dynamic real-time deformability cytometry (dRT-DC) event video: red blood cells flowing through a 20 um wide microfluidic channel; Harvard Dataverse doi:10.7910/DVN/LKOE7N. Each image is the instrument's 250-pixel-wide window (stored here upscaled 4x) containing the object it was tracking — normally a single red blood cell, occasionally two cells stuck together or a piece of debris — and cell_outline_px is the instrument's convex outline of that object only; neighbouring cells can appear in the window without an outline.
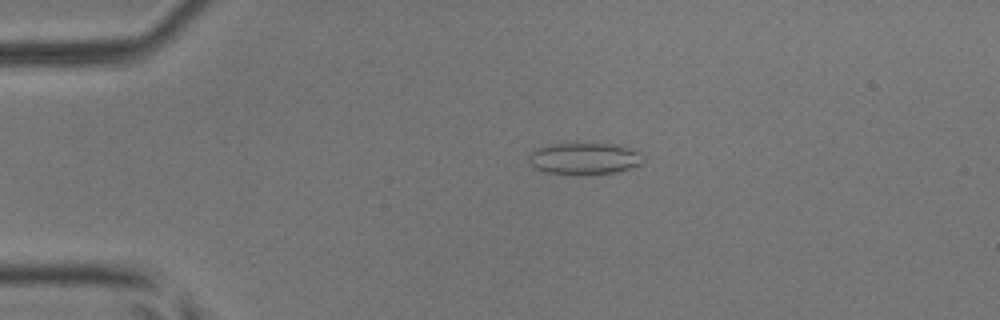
{"species": "common noctule bat (a hibernating species)", "species_latin": "Nyctalus noctula", "temperature_condition": "room temperature", "stored_images_in_passage": 50, "camera_frame_rate_fps": 3000, "um_per_image_px": 0.085, "animal": {"sex": "male", "body_mass_g": 17.9, "forearm_length_mm": 54.2}, "frame": {"image": 1, "passage_image": 11, "time_ms": 3.333, "image_size_px": [1000, 320], "cell_outline_px": [[644, 164], [616, 172], [576, 176], [548, 172], [536, 168], [528, 160], [528, 152], [544, 144], [576, 140], [592, 140], [616, 144], [640, 152], [644, 160]], "centroid_in_image_um": [49.64, 13.41], "position_along_channel_um": 35.4, "area_um2": 22.77}}
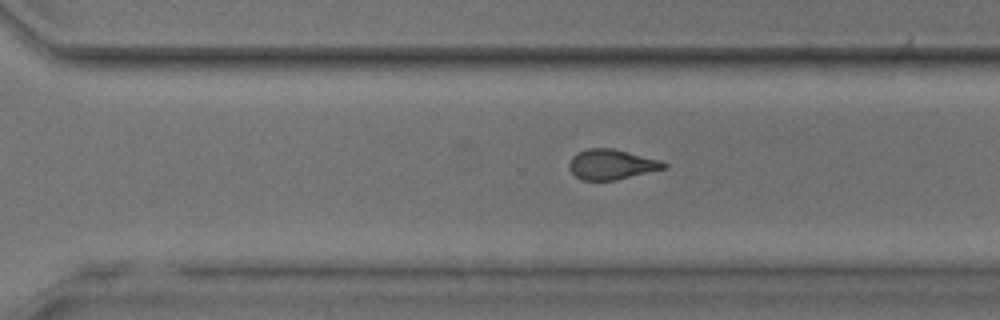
{"frame": {"image": 2, "passage_image": 35, "time_ms": 11.333, "image_size_px": [1000, 320], "cell_outline_px": [[668, 168], [616, 180], [580, 180], [568, 168], [568, 164], [572, 156], [576, 152], [588, 148], [612, 148], [660, 160], [668, 164]], "centroid_in_image_um": [51.97, 13.98], "position_along_channel_um": 318.6, "area_um2": 16.76}}
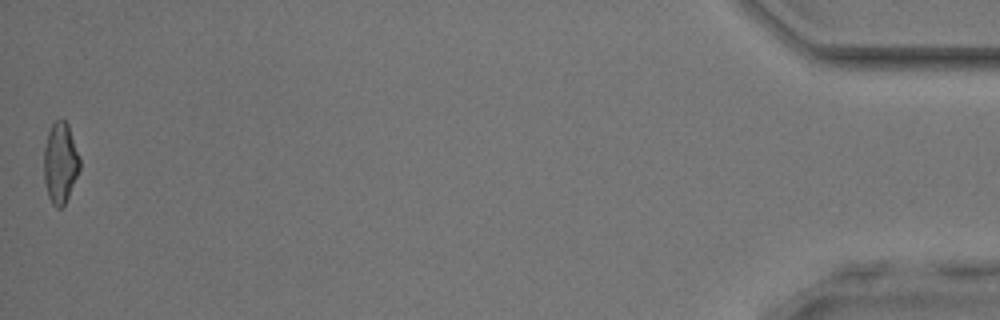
{"frame": {"image": 3, "passage_image": 50, "time_ms": 16.333, "image_size_px": [1000, 320], "cell_outline_px": [[80, 168], [68, 196], [64, 204], [60, 208], [56, 208], [52, 204], [48, 196], [44, 180], [44, 148], [48, 132], [52, 124], [60, 116], [68, 124], [80, 156]], "centroid_in_image_um": [5.12, 13.81], "position_along_channel_um": 430.1, "area_um2": 16.94}, "authors_computed_cell_mechanics": {"area_um2": 17.6579, "velocity_mm_per_s": 4.1071, "shape_relaxation_time_tau1_ms": 4.8244, "shape_relaxation_time_tau2_ms": 1.7227, "deformation_change_tau1": 0.1652, "deformation_change_tau2": 0.0993}}